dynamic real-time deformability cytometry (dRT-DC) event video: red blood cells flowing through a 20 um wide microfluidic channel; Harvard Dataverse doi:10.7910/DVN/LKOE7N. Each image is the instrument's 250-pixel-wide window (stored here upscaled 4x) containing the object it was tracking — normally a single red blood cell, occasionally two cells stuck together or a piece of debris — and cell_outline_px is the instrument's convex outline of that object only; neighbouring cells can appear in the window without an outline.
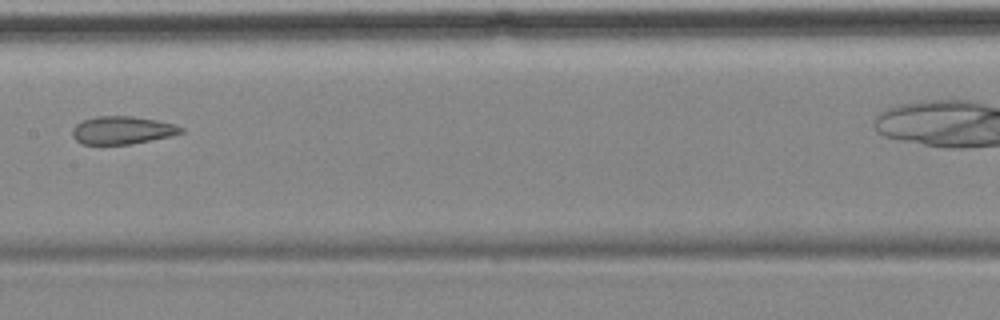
{"species": "common noctule bat (a hibernating species)", "species_latin": "Nyctalus noctula", "temperature_condition": "cold", "stored_images_in_passage": 5, "camera_frame_rate_fps": 3000, "um_per_image_px": 0.085, "animal": {"sex": "female", "body_mass_g": 18.4}, "frame": {"image": 1, "passage_image": 5, "time_ms": 5.667, "image_size_px": [1000, 320], "cell_outline_px": [[184, 132], [172, 136], [132, 144], [84, 144], [76, 140], [72, 136], [72, 128], [76, 124], [84, 120], [96, 116], [132, 116], [156, 120], [172, 124], [184, 128]], "centroid_in_image_um": [10.39, 11.07], "position_along_channel_um": 197.0, "area_um2": 17.63}}